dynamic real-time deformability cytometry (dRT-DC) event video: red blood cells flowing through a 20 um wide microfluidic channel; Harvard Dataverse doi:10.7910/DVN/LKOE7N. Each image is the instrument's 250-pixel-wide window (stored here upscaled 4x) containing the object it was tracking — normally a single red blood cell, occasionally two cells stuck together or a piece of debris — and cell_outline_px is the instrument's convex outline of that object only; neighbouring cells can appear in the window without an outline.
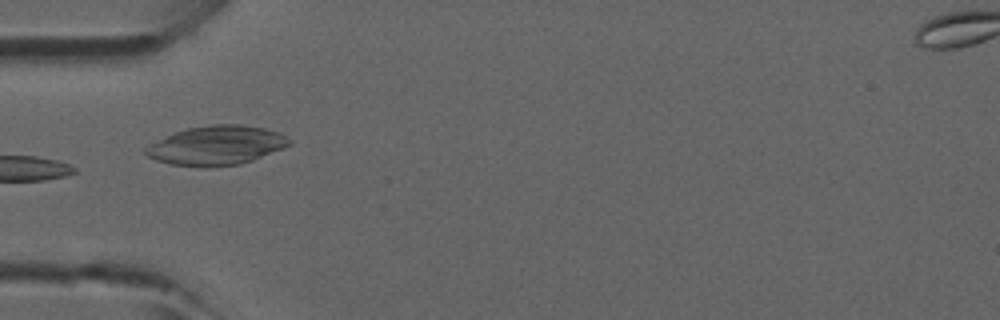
{"species": "common noctule bat (a hibernating species)", "species_latin": "Nyctalus noctula", "temperature_condition": "room temperature", "stored_images_in_passage": 5, "camera_frame_rate_fps": 3000, "um_per_image_px": 0.085, "animal": {"sex": "male", "forearm_length_mm": 52.5}, "frame": {"image": 1, "passage_image": 5, "time_ms": 1.333, "image_size_px": [1000, 320], "cell_outline_px": [[292, 144], [284, 148], [252, 160], [240, 164], [208, 168], [200, 168], [172, 164], [156, 160], [148, 156], [144, 152], [144, 148], [148, 144], [176, 132], [188, 128], [212, 124], [240, 124], [264, 128], [276, 132], [292, 140]], "centroid_in_image_um": [18.39, 12.37], "position_along_channel_um": 66.6, "area_um2": 32.89}}